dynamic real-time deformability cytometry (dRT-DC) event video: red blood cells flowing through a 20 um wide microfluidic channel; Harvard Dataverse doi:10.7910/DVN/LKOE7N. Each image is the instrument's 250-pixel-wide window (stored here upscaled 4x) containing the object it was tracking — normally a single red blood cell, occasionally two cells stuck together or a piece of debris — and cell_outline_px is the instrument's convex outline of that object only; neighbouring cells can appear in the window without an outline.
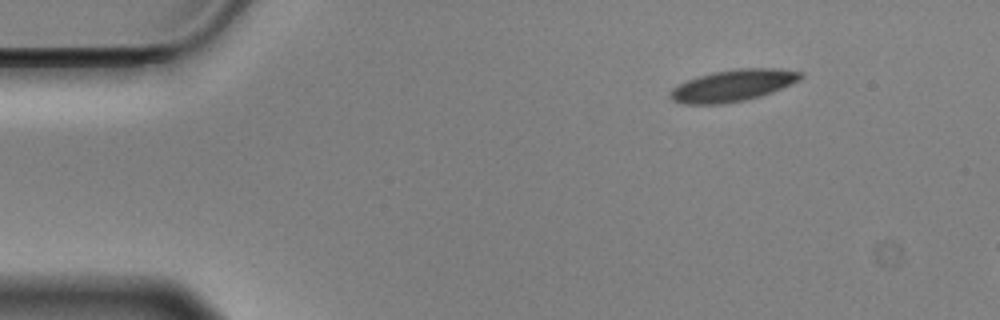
{"species": "Egyptian fruit bat (a non-hibernating species)", "species_latin": "Rousettus aegyptiacus", "temperature_condition": "cold", "stored_images_in_passage": 8, "camera_frame_rate_fps": 3000, "um_per_image_px": 0.085, "animal": {"sex": "male"}, "frame": {"image": 1, "passage_image": 1, "time_ms": 0.0, "image_size_px": [1000, 320], "cell_outline_px": [[804, 76], [800, 80], [772, 92], [760, 96], [744, 100], [724, 104], [684, 104], [672, 100], [668, 96], [668, 92], [672, 88], [688, 80], [712, 72], [736, 68], [780, 68], [804, 72]], "centroid_in_image_um": [62.32, 7.26], "position_along_channel_um": 22.7, "area_um2": 24.22}}